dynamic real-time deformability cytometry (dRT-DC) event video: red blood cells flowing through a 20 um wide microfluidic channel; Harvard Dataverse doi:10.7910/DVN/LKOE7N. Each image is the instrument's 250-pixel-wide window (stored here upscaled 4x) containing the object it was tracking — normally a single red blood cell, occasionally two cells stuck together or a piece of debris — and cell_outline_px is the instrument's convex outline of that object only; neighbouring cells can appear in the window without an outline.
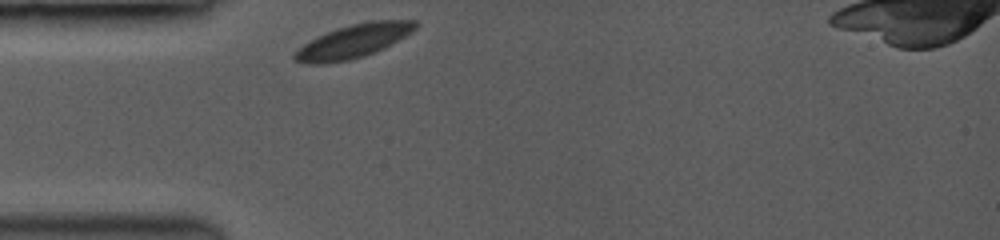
{"species": "common noctule bat (a hibernating species)", "species_latin": "Nyctalus noctula", "temperature_condition": "room temperature", "stored_images_in_passage": 34, "camera_frame_rate_fps": 3500, "um_per_image_px": 0.085, "animal": {"sex": "female", "body_mass_g": 19.0, "forearm_length_mm": 53.3}, "frame": {"image": 1, "passage_image": 1, "time_ms": 0.0, "image_size_px": [1000, 240], "cell_outline_px": [[420, 24], [412, 32], [384, 48], [364, 56], [348, 60], [324, 64], [304, 64], [296, 60], [292, 56], [304, 44], [336, 28], [352, 24], [372, 20], [416, 20]], "centroid_in_image_um": [30.09, 3.5], "position_along_channel_um": 54.9, "area_um2": 23.35}}
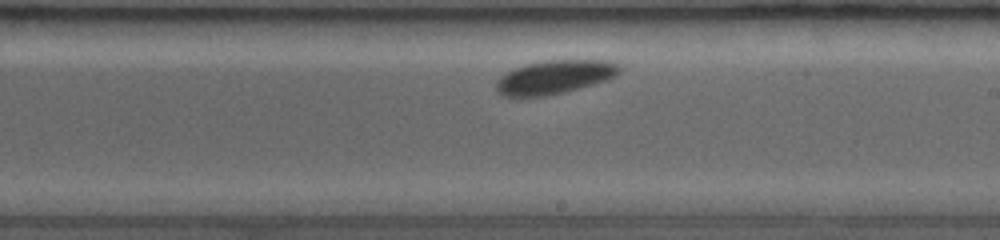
{"frame": {"image": 2, "passage_image": 19, "time_ms": 5.143, "image_size_px": [1000, 240], "cell_outline_px": [[620, 72], [604, 80], [592, 84], [560, 92], [540, 96], [508, 96], [500, 92], [496, 88], [496, 80], [500, 76], [516, 68], [528, 64], [544, 60], [612, 60], [620, 64]], "centroid_in_image_um": [47.16, 6.52], "position_along_channel_um": 241.8, "area_um2": 23.52}}
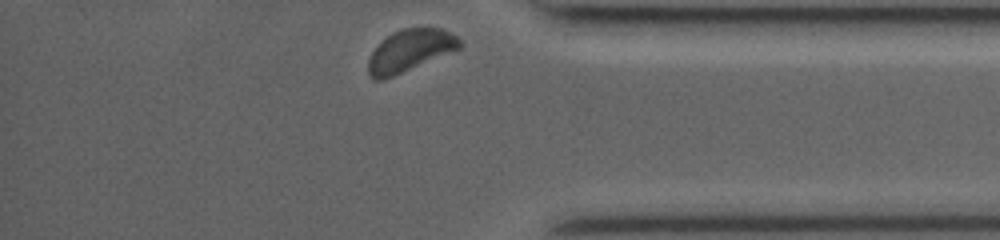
{"frame": {"image": 3, "passage_image": 34, "time_ms": 9.429, "image_size_px": [1000, 240], "cell_outline_px": [[460, 48], [392, 76], [380, 80], [372, 80], [368, 72], [368, 60], [372, 52], [388, 36], [404, 28], [444, 28], [456, 36], [460, 40]], "centroid_in_image_um": [34.84, 4.3], "position_along_channel_um": 400.4, "area_um2": 21.68}, "authors_computed_cell_mechanics": {"area_um2": 22.7732, "velocity_mm_per_s": 3.7654, "shape_relaxation_time_tau1_ms": 0.2009, "shape_relaxation_time_tau2_ms": null, "deformation_change_tau1": 0.0363, "deformation_change_tau2": null}}